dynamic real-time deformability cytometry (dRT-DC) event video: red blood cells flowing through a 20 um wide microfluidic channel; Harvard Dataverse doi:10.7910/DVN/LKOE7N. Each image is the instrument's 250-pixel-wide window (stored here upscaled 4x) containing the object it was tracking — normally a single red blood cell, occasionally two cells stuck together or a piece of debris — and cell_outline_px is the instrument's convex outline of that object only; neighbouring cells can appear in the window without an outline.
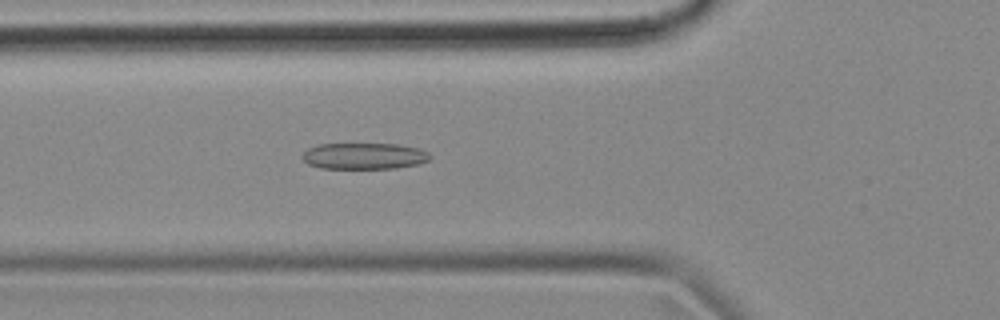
{"species": "common noctule bat (a hibernating species)", "species_latin": "Nyctalus noctula", "temperature_condition": "cold", "stored_images_in_passage": 48, "camera_frame_rate_fps": 3000, "um_per_image_px": 0.085, "animal": {"sex": "female", "body_mass_g": 18.4}, "frame": {"image": 1, "passage_image": 19, "time_ms": 6.0, "image_size_px": [1000, 320], "cell_outline_px": [[432, 156], [428, 160], [416, 164], [396, 168], [320, 168], [308, 164], [304, 160], [304, 152], [308, 148], [320, 144], [396, 144], [420, 148], [428, 152]], "centroid_in_image_um": [30.97, 13.26], "position_along_channel_um": 94.8, "area_um2": 19.42}}
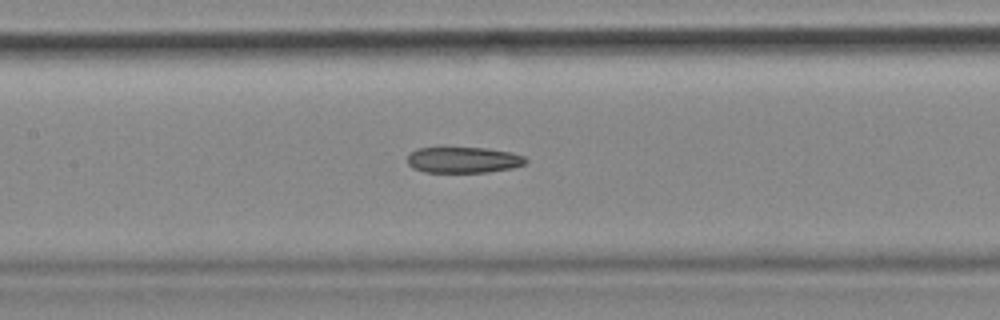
{"frame": {"image": 2, "passage_image": 25, "time_ms": 8.0, "image_size_px": [1000, 320], "cell_outline_px": [[528, 160], [524, 164], [512, 168], [488, 172], [424, 172], [412, 168], [408, 164], [408, 156], [416, 148], [440, 144], [444, 144], [484, 148], [512, 152], [524, 156]], "centroid_in_image_um": [39.32, 13.53], "position_along_channel_um": 168.1, "area_um2": 18.9}}
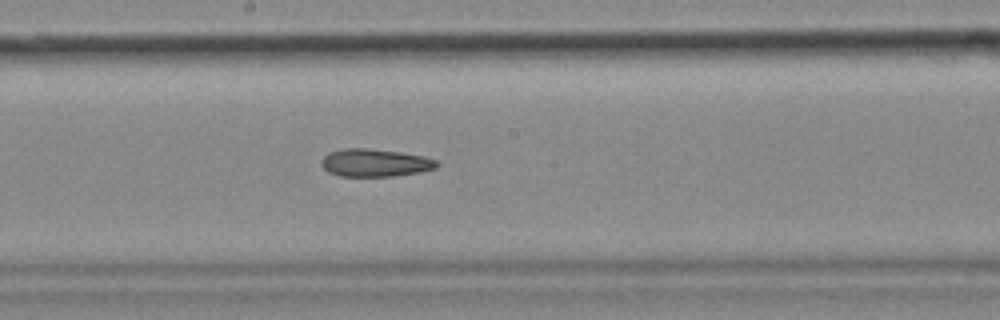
{"frame": {"image": 3, "passage_image": 29, "time_ms": 9.333, "image_size_px": [1000, 320], "cell_outline_px": [[440, 164], [436, 168], [420, 172], [392, 176], [340, 176], [328, 172], [320, 164], [320, 160], [328, 152], [344, 148], [368, 148], [400, 152], [424, 156], [436, 160]], "centroid_in_image_um": [31.86, 13.83], "position_along_channel_um": 216.3, "area_um2": 18.79}, "authors_computed_cell_mechanics": {"area_um2": 19.1607, "velocity_mm_per_s": 3.6393, "shape_relaxation_time_tau1_ms": null, "shape_relaxation_time_tau2_ms": 6.2403, "deformation_change_tau1": null, "deformation_change_tau2": 0.1465}}